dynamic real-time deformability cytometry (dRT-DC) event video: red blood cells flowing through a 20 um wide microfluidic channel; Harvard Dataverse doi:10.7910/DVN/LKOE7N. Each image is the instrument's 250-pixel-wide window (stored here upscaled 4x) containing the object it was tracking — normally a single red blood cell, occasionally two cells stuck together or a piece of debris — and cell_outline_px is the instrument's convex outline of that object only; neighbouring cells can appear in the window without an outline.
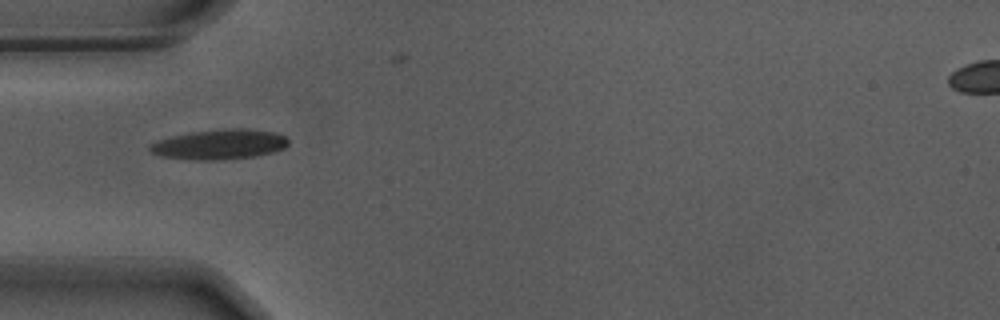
{"species": "Egyptian fruit bat (a non-hibernating species)", "species_latin": "Rousettus aegyptiacus", "temperature_condition": "warm", "stored_images_in_passage": 27, "camera_frame_rate_fps": 3000, "um_per_image_px": 0.085, "animal": {"sex": "male"}, "frame": {"image": 1, "passage_image": 1, "time_ms": 0.0, "image_size_px": [1000, 320], "cell_outline_px": [[288, 144], [284, 148], [276, 152], [256, 156], [216, 160], [200, 160], [160, 156], [152, 152], [148, 148], [152, 144], [160, 140], [192, 132], [224, 128], [244, 128], [276, 132], [284, 136], [288, 140]], "centroid_in_image_um": [18.74, 12.27], "position_along_channel_um": 66.3, "area_um2": 23.99}}
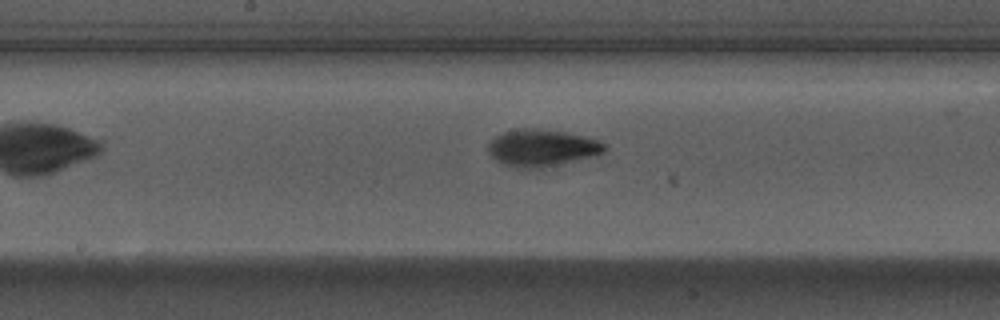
{"frame": {"image": 2, "passage_image": 12, "time_ms": 3.667, "image_size_px": [1000, 320], "cell_outline_px": [[608, 148], [604, 152], [540, 168], [516, 168], [504, 164], [496, 160], [492, 156], [488, 148], [492, 140], [496, 136], [504, 132], [564, 132], [584, 136], [596, 140], [604, 144]], "centroid_in_image_um": [46.06, 12.62], "position_along_channel_um": 202.1, "area_um2": 23.29}}
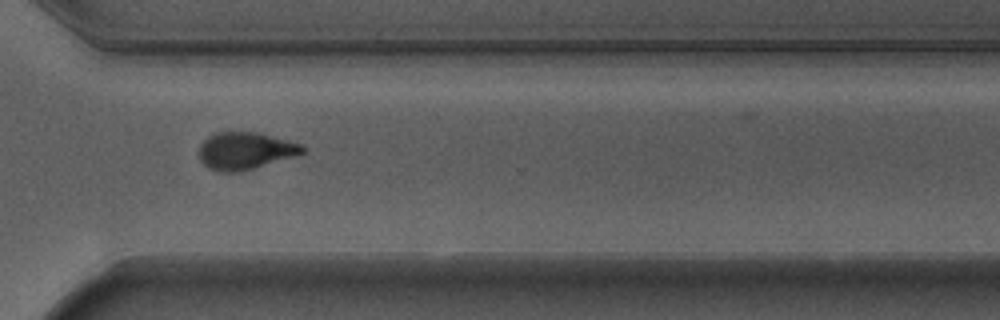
{"frame": {"image": 3, "passage_image": 24, "time_ms": 7.667, "image_size_px": [1000, 320], "cell_outline_px": [[304, 152], [296, 156], [240, 172], [220, 172], [208, 168], [200, 160], [200, 144], [208, 136], [216, 132], [256, 132], [300, 144], [304, 148]], "centroid_in_image_um": [20.81, 12.83], "position_along_channel_um": 349.8, "area_um2": 22.25}}